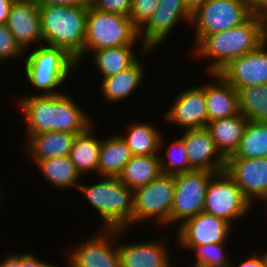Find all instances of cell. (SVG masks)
<instances>
[{
	"label": "cell",
	"instance_id": "obj_22",
	"mask_svg": "<svg viewBox=\"0 0 267 267\" xmlns=\"http://www.w3.org/2000/svg\"><path fill=\"white\" fill-rule=\"evenodd\" d=\"M247 122L248 120L239 112L232 117L207 123L206 128L216 148L225 159L237 151Z\"/></svg>",
	"mask_w": 267,
	"mask_h": 267
},
{
	"label": "cell",
	"instance_id": "obj_43",
	"mask_svg": "<svg viewBox=\"0 0 267 267\" xmlns=\"http://www.w3.org/2000/svg\"><path fill=\"white\" fill-rule=\"evenodd\" d=\"M252 14L256 15L267 7V0H248Z\"/></svg>",
	"mask_w": 267,
	"mask_h": 267
},
{
	"label": "cell",
	"instance_id": "obj_36",
	"mask_svg": "<svg viewBox=\"0 0 267 267\" xmlns=\"http://www.w3.org/2000/svg\"><path fill=\"white\" fill-rule=\"evenodd\" d=\"M91 5L103 12L129 16L132 9V0H92Z\"/></svg>",
	"mask_w": 267,
	"mask_h": 267
},
{
	"label": "cell",
	"instance_id": "obj_14",
	"mask_svg": "<svg viewBox=\"0 0 267 267\" xmlns=\"http://www.w3.org/2000/svg\"><path fill=\"white\" fill-rule=\"evenodd\" d=\"M266 48L260 44L251 52L230 60L217 73L236 90L267 84Z\"/></svg>",
	"mask_w": 267,
	"mask_h": 267
},
{
	"label": "cell",
	"instance_id": "obj_18",
	"mask_svg": "<svg viewBox=\"0 0 267 267\" xmlns=\"http://www.w3.org/2000/svg\"><path fill=\"white\" fill-rule=\"evenodd\" d=\"M181 139L184 141L187 157L193 170L214 173L225 171L226 159L216 148L206 127L185 130Z\"/></svg>",
	"mask_w": 267,
	"mask_h": 267
},
{
	"label": "cell",
	"instance_id": "obj_13",
	"mask_svg": "<svg viewBox=\"0 0 267 267\" xmlns=\"http://www.w3.org/2000/svg\"><path fill=\"white\" fill-rule=\"evenodd\" d=\"M225 172L252 206L256 198L267 200V157L227 158Z\"/></svg>",
	"mask_w": 267,
	"mask_h": 267
},
{
	"label": "cell",
	"instance_id": "obj_1",
	"mask_svg": "<svg viewBox=\"0 0 267 267\" xmlns=\"http://www.w3.org/2000/svg\"><path fill=\"white\" fill-rule=\"evenodd\" d=\"M71 97L66 93L21 96L17 103L27 126L26 135L50 131L77 135L85 132L93 125L91 117Z\"/></svg>",
	"mask_w": 267,
	"mask_h": 267
},
{
	"label": "cell",
	"instance_id": "obj_3",
	"mask_svg": "<svg viewBox=\"0 0 267 267\" xmlns=\"http://www.w3.org/2000/svg\"><path fill=\"white\" fill-rule=\"evenodd\" d=\"M87 12L82 7L39 6L43 44L66 50L78 66L83 62Z\"/></svg>",
	"mask_w": 267,
	"mask_h": 267
},
{
	"label": "cell",
	"instance_id": "obj_45",
	"mask_svg": "<svg viewBox=\"0 0 267 267\" xmlns=\"http://www.w3.org/2000/svg\"><path fill=\"white\" fill-rule=\"evenodd\" d=\"M261 256H262V260L265 264V267H267V252L266 253L264 252Z\"/></svg>",
	"mask_w": 267,
	"mask_h": 267
},
{
	"label": "cell",
	"instance_id": "obj_30",
	"mask_svg": "<svg viewBox=\"0 0 267 267\" xmlns=\"http://www.w3.org/2000/svg\"><path fill=\"white\" fill-rule=\"evenodd\" d=\"M237 92L239 112L248 121L267 122V84L240 88Z\"/></svg>",
	"mask_w": 267,
	"mask_h": 267
},
{
	"label": "cell",
	"instance_id": "obj_4",
	"mask_svg": "<svg viewBox=\"0 0 267 267\" xmlns=\"http://www.w3.org/2000/svg\"><path fill=\"white\" fill-rule=\"evenodd\" d=\"M93 185L79 183L77 190L102 217L104 229H128L133 224L134 190L118 178L101 177Z\"/></svg>",
	"mask_w": 267,
	"mask_h": 267
},
{
	"label": "cell",
	"instance_id": "obj_38",
	"mask_svg": "<svg viewBox=\"0 0 267 267\" xmlns=\"http://www.w3.org/2000/svg\"><path fill=\"white\" fill-rule=\"evenodd\" d=\"M21 267H58L48 261H42L36 258V255L29 253L21 254Z\"/></svg>",
	"mask_w": 267,
	"mask_h": 267
},
{
	"label": "cell",
	"instance_id": "obj_40",
	"mask_svg": "<svg viewBox=\"0 0 267 267\" xmlns=\"http://www.w3.org/2000/svg\"><path fill=\"white\" fill-rule=\"evenodd\" d=\"M14 2L15 0H0V24H6Z\"/></svg>",
	"mask_w": 267,
	"mask_h": 267
},
{
	"label": "cell",
	"instance_id": "obj_34",
	"mask_svg": "<svg viewBox=\"0 0 267 267\" xmlns=\"http://www.w3.org/2000/svg\"><path fill=\"white\" fill-rule=\"evenodd\" d=\"M160 0H132L129 15L132 25L139 31L152 17Z\"/></svg>",
	"mask_w": 267,
	"mask_h": 267
},
{
	"label": "cell",
	"instance_id": "obj_25",
	"mask_svg": "<svg viewBox=\"0 0 267 267\" xmlns=\"http://www.w3.org/2000/svg\"><path fill=\"white\" fill-rule=\"evenodd\" d=\"M130 127V128H129ZM128 133L121 134L133 156L158 155L164 142L161 130L148 122L129 125Z\"/></svg>",
	"mask_w": 267,
	"mask_h": 267
},
{
	"label": "cell",
	"instance_id": "obj_19",
	"mask_svg": "<svg viewBox=\"0 0 267 267\" xmlns=\"http://www.w3.org/2000/svg\"><path fill=\"white\" fill-rule=\"evenodd\" d=\"M165 240L117 245L121 267H172Z\"/></svg>",
	"mask_w": 267,
	"mask_h": 267
},
{
	"label": "cell",
	"instance_id": "obj_15",
	"mask_svg": "<svg viewBox=\"0 0 267 267\" xmlns=\"http://www.w3.org/2000/svg\"><path fill=\"white\" fill-rule=\"evenodd\" d=\"M232 225L212 214L201 212L186 220L177 228L178 246H199L210 243L227 242Z\"/></svg>",
	"mask_w": 267,
	"mask_h": 267
},
{
	"label": "cell",
	"instance_id": "obj_6",
	"mask_svg": "<svg viewBox=\"0 0 267 267\" xmlns=\"http://www.w3.org/2000/svg\"><path fill=\"white\" fill-rule=\"evenodd\" d=\"M141 41L129 16L88 7L82 59L88 52L112 47L136 45Z\"/></svg>",
	"mask_w": 267,
	"mask_h": 267
},
{
	"label": "cell",
	"instance_id": "obj_33",
	"mask_svg": "<svg viewBox=\"0 0 267 267\" xmlns=\"http://www.w3.org/2000/svg\"><path fill=\"white\" fill-rule=\"evenodd\" d=\"M170 144L168 151H166V158L158 154L162 173L175 175L193 171L187 157V149L185 148L184 141L179 138Z\"/></svg>",
	"mask_w": 267,
	"mask_h": 267
},
{
	"label": "cell",
	"instance_id": "obj_7",
	"mask_svg": "<svg viewBox=\"0 0 267 267\" xmlns=\"http://www.w3.org/2000/svg\"><path fill=\"white\" fill-rule=\"evenodd\" d=\"M251 15L248 0H207L191 13L190 25L195 26L192 46L205 35L242 24Z\"/></svg>",
	"mask_w": 267,
	"mask_h": 267
},
{
	"label": "cell",
	"instance_id": "obj_39",
	"mask_svg": "<svg viewBox=\"0 0 267 267\" xmlns=\"http://www.w3.org/2000/svg\"><path fill=\"white\" fill-rule=\"evenodd\" d=\"M256 16L259 21L260 44L267 47V7Z\"/></svg>",
	"mask_w": 267,
	"mask_h": 267
},
{
	"label": "cell",
	"instance_id": "obj_26",
	"mask_svg": "<svg viewBox=\"0 0 267 267\" xmlns=\"http://www.w3.org/2000/svg\"><path fill=\"white\" fill-rule=\"evenodd\" d=\"M92 125L83 133L76 135L69 158L76 170L83 174L95 172L98 175L99 152L102 140L93 134Z\"/></svg>",
	"mask_w": 267,
	"mask_h": 267
},
{
	"label": "cell",
	"instance_id": "obj_32",
	"mask_svg": "<svg viewBox=\"0 0 267 267\" xmlns=\"http://www.w3.org/2000/svg\"><path fill=\"white\" fill-rule=\"evenodd\" d=\"M226 242L210 243L199 246H179L185 250H192L196 254L195 264L205 267H231V257L225 254Z\"/></svg>",
	"mask_w": 267,
	"mask_h": 267
},
{
	"label": "cell",
	"instance_id": "obj_41",
	"mask_svg": "<svg viewBox=\"0 0 267 267\" xmlns=\"http://www.w3.org/2000/svg\"><path fill=\"white\" fill-rule=\"evenodd\" d=\"M0 267H21V254H8V257L5 256L0 262Z\"/></svg>",
	"mask_w": 267,
	"mask_h": 267
},
{
	"label": "cell",
	"instance_id": "obj_2",
	"mask_svg": "<svg viewBox=\"0 0 267 267\" xmlns=\"http://www.w3.org/2000/svg\"><path fill=\"white\" fill-rule=\"evenodd\" d=\"M260 45L259 21L252 14L242 24L205 35L193 48L197 56L209 62L207 74L217 73L230 60L251 52Z\"/></svg>",
	"mask_w": 267,
	"mask_h": 267
},
{
	"label": "cell",
	"instance_id": "obj_11",
	"mask_svg": "<svg viewBox=\"0 0 267 267\" xmlns=\"http://www.w3.org/2000/svg\"><path fill=\"white\" fill-rule=\"evenodd\" d=\"M127 231L101 228L95 235L68 250V267H121L118 241L115 240Z\"/></svg>",
	"mask_w": 267,
	"mask_h": 267
},
{
	"label": "cell",
	"instance_id": "obj_47",
	"mask_svg": "<svg viewBox=\"0 0 267 267\" xmlns=\"http://www.w3.org/2000/svg\"><path fill=\"white\" fill-rule=\"evenodd\" d=\"M2 194H1V190H0V199H2V196H1ZM0 203H1V200H0Z\"/></svg>",
	"mask_w": 267,
	"mask_h": 267
},
{
	"label": "cell",
	"instance_id": "obj_44",
	"mask_svg": "<svg viewBox=\"0 0 267 267\" xmlns=\"http://www.w3.org/2000/svg\"><path fill=\"white\" fill-rule=\"evenodd\" d=\"M207 0H183L184 5L190 13H193L198 7L202 6Z\"/></svg>",
	"mask_w": 267,
	"mask_h": 267
},
{
	"label": "cell",
	"instance_id": "obj_5",
	"mask_svg": "<svg viewBox=\"0 0 267 267\" xmlns=\"http://www.w3.org/2000/svg\"><path fill=\"white\" fill-rule=\"evenodd\" d=\"M26 56L24 60L26 78L35 88L45 91L33 95L64 93L57 91L56 88L64 84L73 70L77 69L78 65L74 57L60 47L47 44H40Z\"/></svg>",
	"mask_w": 267,
	"mask_h": 267
},
{
	"label": "cell",
	"instance_id": "obj_28",
	"mask_svg": "<svg viewBox=\"0 0 267 267\" xmlns=\"http://www.w3.org/2000/svg\"><path fill=\"white\" fill-rule=\"evenodd\" d=\"M137 45H128L120 47H112L92 51L94 56L92 59L98 71L107 78L131 67L138 59L134 47ZM138 57V58H137Z\"/></svg>",
	"mask_w": 267,
	"mask_h": 267
},
{
	"label": "cell",
	"instance_id": "obj_12",
	"mask_svg": "<svg viewBox=\"0 0 267 267\" xmlns=\"http://www.w3.org/2000/svg\"><path fill=\"white\" fill-rule=\"evenodd\" d=\"M191 22V13L183 0H160L149 21L138 31L140 53L148 54L160 46L176 27L178 21Z\"/></svg>",
	"mask_w": 267,
	"mask_h": 267
},
{
	"label": "cell",
	"instance_id": "obj_21",
	"mask_svg": "<svg viewBox=\"0 0 267 267\" xmlns=\"http://www.w3.org/2000/svg\"><path fill=\"white\" fill-rule=\"evenodd\" d=\"M76 135L63 131L26 135L28 140L23 149L27 155H31L36 164L41 160L69 156Z\"/></svg>",
	"mask_w": 267,
	"mask_h": 267
},
{
	"label": "cell",
	"instance_id": "obj_35",
	"mask_svg": "<svg viewBox=\"0 0 267 267\" xmlns=\"http://www.w3.org/2000/svg\"><path fill=\"white\" fill-rule=\"evenodd\" d=\"M25 53L16 42L8 26L0 24V62L2 63L5 59L24 57Z\"/></svg>",
	"mask_w": 267,
	"mask_h": 267
},
{
	"label": "cell",
	"instance_id": "obj_46",
	"mask_svg": "<svg viewBox=\"0 0 267 267\" xmlns=\"http://www.w3.org/2000/svg\"><path fill=\"white\" fill-rule=\"evenodd\" d=\"M193 267H205V266L195 264V265H193Z\"/></svg>",
	"mask_w": 267,
	"mask_h": 267
},
{
	"label": "cell",
	"instance_id": "obj_23",
	"mask_svg": "<svg viewBox=\"0 0 267 267\" xmlns=\"http://www.w3.org/2000/svg\"><path fill=\"white\" fill-rule=\"evenodd\" d=\"M137 60L131 67L118 72L117 74L102 78V95L110 103L123 101L136 91L141 85L144 76V66Z\"/></svg>",
	"mask_w": 267,
	"mask_h": 267
},
{
	"label": "cell",
	"instance_id": "obj_27",
	"mask_svg": "<svg viewBox=\"0 0 267 267\" xmlns=\"http://www.w3.org/2000/svg\"><path fill=\"white\" fill-rule=\"evenodd\" d=\"M162 174L158 155L132 156L118 179L128 188L135 190L147 185Z\"/></svg>",
	"mask_w": 267,
	"mask_h": 267
},
{
	"label": "cell",
	"instance_id": "obj_29",
	"mask_svg": "<svg viewBox=\"0 0 267 267\" xmlns=\"http://www.w3.org/2000/svg\"><path fill=\"white\" fill-rule=\"evenodd\" d=\"M47 182L59 189L78 188L82 177L69 156L50 158L37 163Z\"/></svg>",
	"mask_w": 267,
	"mask_h": 267
},
{
	"label": "cell",
	"instance_id": "obj_8",
	"mask_svg": "<svg viewBox=\"0 0 267 267\" xmlns=\"http://www.w3.org/2000/svg\"><path fill=\"white\" fill-rule=\"evenodd\" d=\"M253 208L241 189L225 172L215 173L207 187L203 211L229 222L240 220Z\"/></svg>",
	"mask_w": 267,
	"mask_h": 267
},
{
	"label": "cell",
	"instance_id": "obj_31",
	"mask_svg": "<svg viewBox=\"0 0 267 267\" xmlns=\"http://www.w3.org/2000/svg\"><path fill=\"white\" fill-rule=\"evenodd\" d=\"M267 157V122L248 121L239 147L228 158Z\"/></svg>",
	"mask_w": 267,
	"mask_h": 267
},
{
	"label": "cell",
	"instance_id": "obj_24",
	"mask_svg": "<svg viewBox=\"0 0 267 267\" xmlns=\"http://www.w3.org/2000/svg\"><path fill=\"white\" fill-rule=\"evenodd\" d=\"M120 134L102 139L98 161V175L100 177L118 178L133 156Z\"/></svg>",
	"mask_w": 267,
	"mask_h": 267
},
{
	"label": "cell",
	"instance_id": "obj_37",
	"mask_svg": "<svg viewBox=\"0 0 267 267\" xmlns=\"http://www.w3.org/2000/svg\"><path fill=\"white\" fill-rule=\"evenodd\" d=\"M39 6H74L88 8L92 0H37Z\"/></svg>",
	"mask_w": 267,
	"mask_h": 267
},
{
	"label": "cell",
	"instance_id": "obj_9",
	"mask_svg": "<svg viewBox=\"0 0 267 267\" xmlns=\"http://www.w3.org/2000/svg\"><path fill=\"white\" fill-rule=\"evenodd\" d=\"M174 193V176L161 174L147 185L134 190L133 224L153 219L171 226L170 215Z\"/></svg>",
	"mask_w": 267,
	"mask_h": 267
},
{
	"label": "cell",
	"instance_id": "obj_16",
	"mask_svg": "<svg viewBox=\"0 0 267 267\" xmlns=\"http://www.w3.org/2000/svg\"><path fill=\"white\" fill-rule=\"evenodd\" d=\"M163 119L185 128L184 130L206 127L208 117L204 85L188 87L181 91L173 105L163 114Z\"/></svg>",
	"mask_w": 267,
	"mask_h": 267
},
{
	"label": "cell",
	"instance_id": "obj_17",
	"mask_svg": "<svg viewBox=\"0 0 267 267\" xmlns=\"http://www.w3.org/2000/svg\"><path fill=\"white\" fill-rule=\"evenodd\" d=\"M6 25L25 52L31 44H43L37 0H15Z\"/></svg>",
	"mask_w": 267,
	"mask_h": 267
},
{
	"label": "cell",
	"instance_id": "obj_20",
	"mask_svg": "<svg viewBox=\"0 0 267 267\" xmlns=\"http://www.w3.org/2000/svg\"><path fill=\"white\" fill-rule=\"evenodd\" d=\"M215 83L204 84L208 122L239 113L238 92L218 73H210Z\"/></svg>",
	"mask_w": 267,
	"mask_h": 267
},
{
	"label": "cell",
	"instance_id": "obj_10",
	"mask_svg": "<svg viewBox=\"0 0 267 267\" xmlns=\"http://www.w3.org/2000/svg\"><path fill=\"white\" fill-rule=\"evenodd\" d=\"M214 172L193 170L174 176V193L170 224L180 223L203 212L208 183Z\"/></svg>",
	"mask_w": 267,
	"mask_h": 267
},
{
	"label": "cell",
	"instance_id": "obj_42",
	"mask_svg": "<svg viewBox=\"0 0 267 267\" xmlns=\"http://www.w3.org/2000/svg\"><path fill=\"white\" fill-rule=\"evenodd\" d=\"M237 267H265V264L262 260V256L253 255L250 258L245 259L241 264H238Z\"/></svg>",
	"mask_w": 267,
	"mask_h": 267
}]
</instances>
